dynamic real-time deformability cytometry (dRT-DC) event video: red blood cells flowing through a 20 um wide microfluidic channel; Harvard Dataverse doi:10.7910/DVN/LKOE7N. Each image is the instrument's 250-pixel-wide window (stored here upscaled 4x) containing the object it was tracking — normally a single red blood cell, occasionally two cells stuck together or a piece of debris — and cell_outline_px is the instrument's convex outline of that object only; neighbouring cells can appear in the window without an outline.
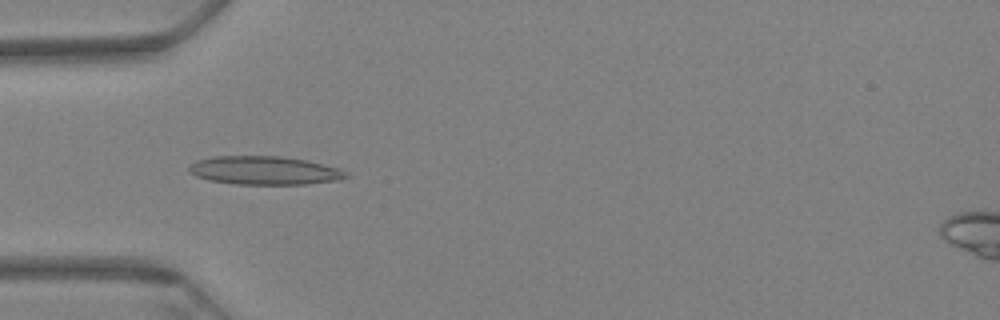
{"species": "Egyptian fruit bat (a non-hibernating species)", "species_latin": "Rousettus aegyptiacus", "temperature_condition": "warm", "stored_images_in_passage": 50, "camera_frame_rate_fps": 3000, "um_per_image_px": 0.085, "animal": {"sex": "female"}, "frame": {"image": 1, "passage_image": 7, "time_ms": 2.0, "image_size_px": [1000, 320], "cell_outline_px": [[352, 176], [340, 180], [304, 184], [236, 184], [208, 180], [196, 176], [188, 172], [188, 168], [196, 160], [212, 156], [280, 156], [308, 160], [340, 168], [348, 172]], "centroid_in_image_um": [22.52, 14.48], "position_along_channel_um": 62.5, "area_um2": 26.36}}
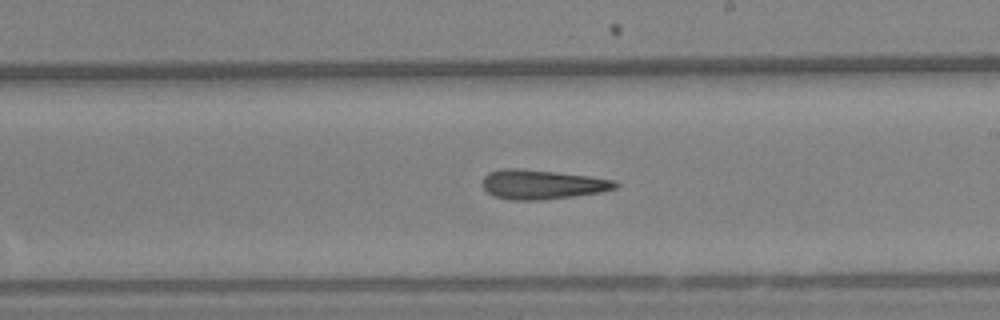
{"frame": {"image": 2, "passage_image": 24, "time_ms": 7.667, "image_size_px": [1000, 320], "cell_outline_px": [[620, 184], [616, 188], [600, 192], [572, 196], [540, 200], [512, 200], [492, 196], [484, 188], [484, 176], [488, 172], [504, 168], [516, 168], [556, 172], [588, 176], [616, 180]], "centroid_in_image_um": [46.08, 15.68], "position_along_channel_um": 242.9, "area_um2": 22.66}}
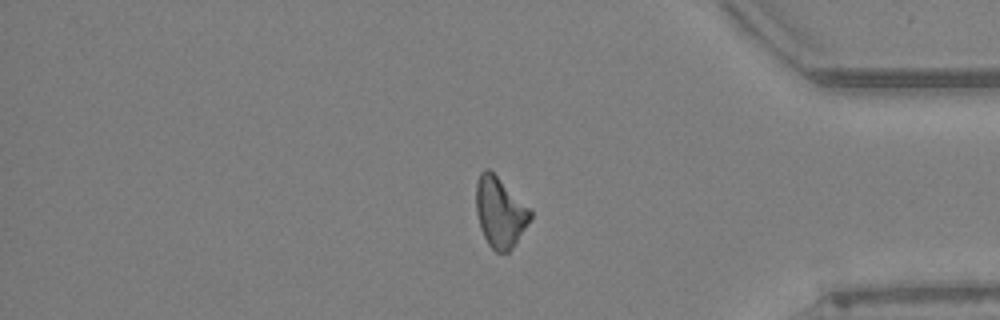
{"frame": {"image": 3, "passage_image": 40, "time_ms": 13.0, "image_size_px": [1000, 320], "cell_outline_px": [[532, 216], [512, 248], [508, 252], [496, 252], [488, 244], [480, 228], [476, 212], [476, 184], [480, 172], [484, 168], [488, 168], [532, 208]], "centroid_in_image_um": [42.5, 18.01], "position_along_channel_um": 392.7, "area_um2": 22.25}}